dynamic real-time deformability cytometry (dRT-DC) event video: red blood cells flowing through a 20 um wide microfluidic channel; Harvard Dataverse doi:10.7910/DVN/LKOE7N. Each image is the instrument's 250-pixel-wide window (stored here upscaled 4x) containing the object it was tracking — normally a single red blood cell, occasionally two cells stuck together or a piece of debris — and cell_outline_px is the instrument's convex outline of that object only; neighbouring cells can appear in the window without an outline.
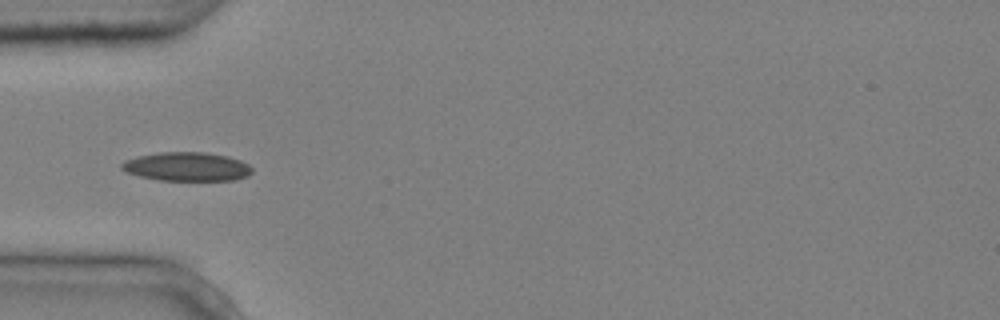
{"species": "common noctule bat (a hibernating species)", "species_latin": "Nyctalus noctula", "temperature_condition": "cold", "stored_images_in_passage": 7, "camera_frame_rate_fps": 3000, "um_per_image_px": 0.085, "animal": {"sex": "male", "body_mass_g": 20.4}, "frame": {"image": 1, "passage_image": 5, "time_ms": 1.333, "image_size_px": [1000, 320], "cell_outline_px": [[252, 172], [248, 176], [236, 180], [160, 180], [140, 176], [128, 172], [120, 168], [120, 164], [124, 160], [136, 156], [160, 152], [204, 152], [228, 156], [240, 160], [248, 164], [252, 168]], "centroid_in_image_um": [15.89, 14.16], "position_along_channel_um": 69.1, "area_um2": 21.96}}